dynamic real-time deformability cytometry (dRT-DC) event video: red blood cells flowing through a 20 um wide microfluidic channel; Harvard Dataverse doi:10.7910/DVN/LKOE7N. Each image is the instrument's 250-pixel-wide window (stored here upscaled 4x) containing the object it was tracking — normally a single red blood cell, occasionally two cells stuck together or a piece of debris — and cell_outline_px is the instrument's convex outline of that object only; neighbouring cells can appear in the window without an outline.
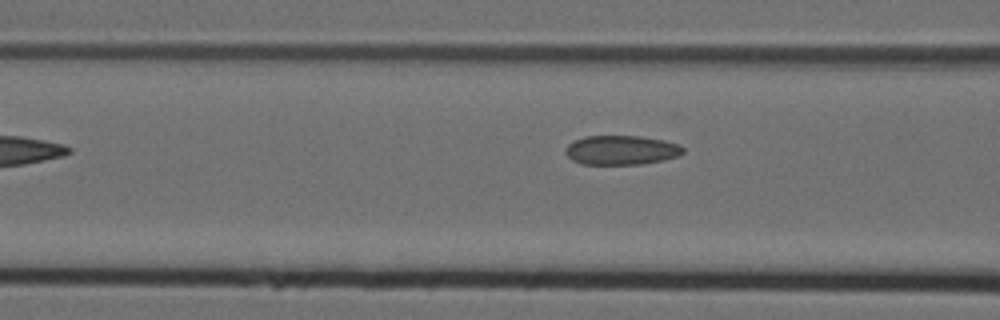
{"species": "Egyptian fruit bat (a non-hibernating species)", "species_latin": "Rousettus aegyptiacus", "temperature_condition": "cold", "stored_images_in_passage": 7, "camera_frame_rate_fps": 3000, "um_per_image_px": 0.085, "animal": {"sex": "female"}, "frame": {"image": 1, "passage_image": 7, "time_ms": 2.0, "image_size_px": [1000, 320], "cell_outline_px": [[684, 152], [680, 156], [664, 160], [640, 164], [580, 164], [572, 160], [564, 152], [568, 144], [584, 136], [640, 136], [664, 140], [680, 144], [684, 148]], "centroid_in_image_um": [52.84, 12.76], "position_along_channel_um": 113.8, "area_um2": 20.23}}